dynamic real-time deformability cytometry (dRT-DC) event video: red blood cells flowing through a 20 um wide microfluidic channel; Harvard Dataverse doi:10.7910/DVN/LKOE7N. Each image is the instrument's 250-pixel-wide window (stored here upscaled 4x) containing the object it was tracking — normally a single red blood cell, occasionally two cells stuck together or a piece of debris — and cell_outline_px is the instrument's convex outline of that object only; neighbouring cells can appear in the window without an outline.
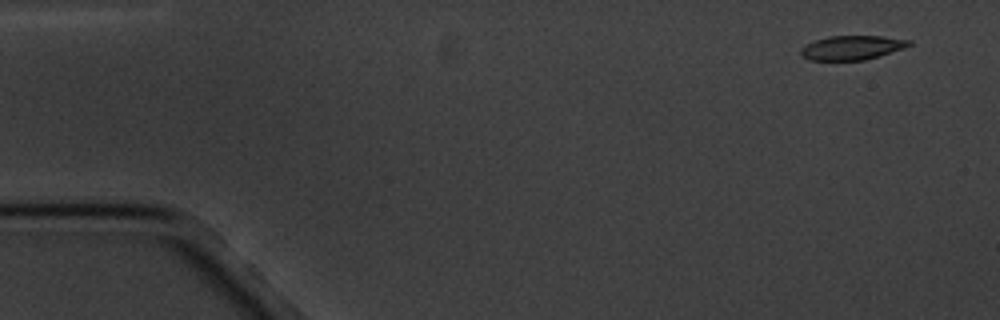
{"species": "common noctule bat (a hibernating species)", "species_latin": "Nyctalus noctula", "temperature_condition": "cold", "stored_images_in_passage": 4, "camera_frame_rate_fps": 3000, "um_per_image_px": 0.085, "animal": {"sex": "male", "body_mass_g": 20.1, "forearm_length_mm": 53.5}, "frame": {"image": 1, "passage_image": 1, "time_ms": 0.0, "image_size_px": [1000, 320], "cell_outline_px": [[912, 44], [904, 48], [880, 56], [864, 60], [808, 60], [800, 52], [800, 48], [816, 40], [828, 36], [884, 36], [912, 40]], "centroid_in_image_um": [72.46, 4.05], "position_along_channel_um": 12.5, "area_um2": 15.26}}
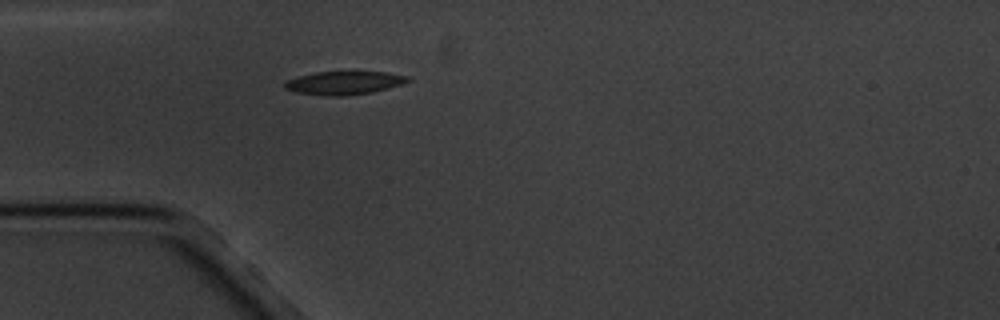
{"frame": {"image": 2, "passage_image": 4, "time_ms": 4.333, "image_size_px": [1000, 320], "cell_outline_px": [[412, 80], [388, 88], [372, 92], [344, 96], [328, 96], [296, 92], [284, 88], [284, 84], [288, 80], [296, 76], [316, 72], [348, 68], [352, 68], [388, 72], [408, 76]], "centroid_in_image_um": [29.28, 6.98], "position_along_channel_um": 55.7, "area_um2": 17.74}}